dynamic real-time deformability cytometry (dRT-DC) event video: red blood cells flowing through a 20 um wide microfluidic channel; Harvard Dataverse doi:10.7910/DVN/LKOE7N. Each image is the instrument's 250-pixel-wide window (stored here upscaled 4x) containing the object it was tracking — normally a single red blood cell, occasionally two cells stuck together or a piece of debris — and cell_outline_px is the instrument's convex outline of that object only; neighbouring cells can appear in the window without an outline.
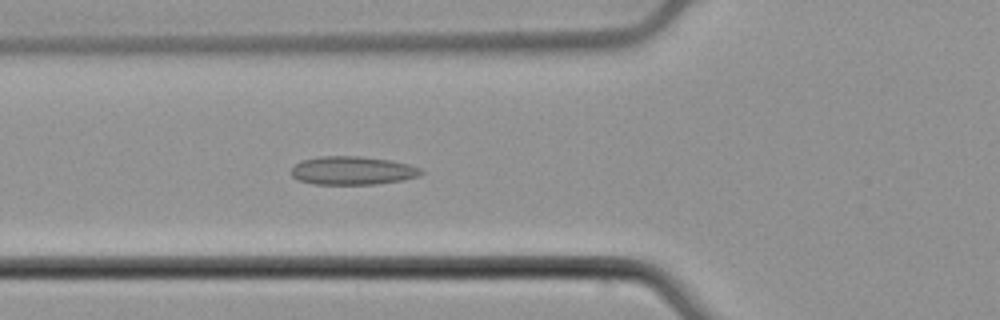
{"species": "common noctule bat (a hibernating species)", "species_latin": "Nyctalus noctula", "temperature_condition": "cold", "stored_images_in_passage": 4, "camera_frame_rate_fps": 3000, "um_per_image_px": 0.085, "animal": {"sex": "male", "body_mass_g": 21.5, "forearm_length_mm": 52.0}, "frame": {"image": 1, "passage_image": 3, "time_ms": 0.667, "image_size_px": [1000, 320], "cell_outline_px": [[424, 172], [416, 176], [404, 180], [380, 184], [312, 184], [296, 180], [288, 172], [296, 164], [304, 160], [320, 156], [360, 156], [388, 160], [408, 164], [420, 168]], "centroid_in_image_um": [29.92, 14.51], "position_along_channel_um": 95.9, "area_um2": 21.56}}